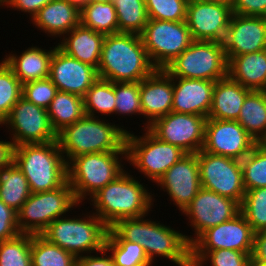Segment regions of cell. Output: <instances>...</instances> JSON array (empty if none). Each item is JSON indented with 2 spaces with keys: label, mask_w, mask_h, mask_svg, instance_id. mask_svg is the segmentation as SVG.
I'll return each mask as SVG.
<instances>
[{
  "label": "cell",
  "mask_w": 266,
  "mask_h": 266,
  "mask_svg": "<svg viewBox=\"0 0 266 266\" xmlns=\"http://www.w3.org/2000/svg\"><path fill=\"white\" fill-rule=\"evenodd\" d=\"M131 218L117 221L108 229L106 240H127L139 243L149 261L154 257H165L178 266H190L191 245L187 235L170 226L149 219Z\"/></svg>",
  "instance_id": "cell-1"
},
{
  "label": "cell",
  "mask_w": 266,
  "mask_h": 266,
  "mask_svg": "<svg viewBox=\"0 0 266 266\" xmlns=\"http://www.w3.org/2000/svg\"><path fill=\"white\" fill-rule=\"evenodd\" d=\"M157 68L152 64L140 35H105L98 77L111 82H140Z\"/></svg>",
  "instance_id": "cell-2"
},
{
  "label": "cell",
  "mask_w": 266,
  "mask_h": 266,
  "mask_svg": "<svg viewBox=\"0 0 266 266\" xmlns=\"http://www.w3.org/2000/svg\"><path fill=\"white\" fill-rule=\"evenodd\" d=\"M144 186L124 170L90 198L94 214L108 228L122 219L147 216L154 200Z\"/></svg>",
  "instance_id": "cell-3"
},
{
  "label": "cell",
  "mask_w": 266,
  "mask_h": 266,
  "mask_svg": "<svg viewBox=\"0 0 266 266\" xmlns=\"http://www.w3.org/2000/svg\"><path fill=\"white\" fill-rule=\"evenodd\" d=\"M84 115L57 134V141L66 163L90 153L127 152V130L105 120Z\"/></svg>",
  "instance_id": "cell-4"
},
{
  "label": "cell",
  "mask_w": 266,
  "mask_h": 266,
  "mask_svg": "<svg viewBox=\"0 0 266 266\" xmlns=\"http://www.w3.org/2000/svg\"><path fill=\"white\" fill-rule=\"evenodd\" d=\"M13 163L28 180L31 193L54 190L67 181V163L57 140L15 146Z\"/></svg>",
  "instance_id": "cell-5"
},
{
  "label": "cell",
  "mask_w": 266,
  "mask_h": 266,
  "mask_svg": "<svg viewBox=\"0 0 266 266\" xmlns=\"http://www.w3.org/2000/svg\"><path fill=\"white\" fill-rule=\"evenodd\" d=\"M121 155L127 159V152H101L82 154L67 163V182L79 204L86 196L90 195L91 198L124 171L119 160Z\"/></svg>",
  "instance_id": "cell-6"
},
{
  "label": "cell",
  "mask_w": 266,
  "mask_h": 266,
  "mask_svg": "<svg viewBox=\"0 0 266 266\" xmlns=\"http://www.w3.org/2000/svg\"><path fill=\"white\" fill-rule=\"evenodd\" d=\"M92 214L83 219L59 217L41 235L76 258L83 256V252H100L105 247L109 228L94 212Z\"/></svg>",
  "instance_id": "cell-7"
},
{
  "label": "cell",
  "mask_w": 266,
  "mask_h": 266,
  "mask_svg": "<svg viewBox=\"0 0 266 266\" xmlns=\"http://www.w3.org/2000/svg\"><path fill=\"white\" fill-rule=\"evenodd\" d=\"M76 204L79 203L67 181L57 189L31 193L17 212L19 231L41 235L54 220L64 216Z\"/></svg>",
  "instance_id": "cell-8"
},
{
  "label": "cell",
  "mask_w": 266,
  "mask_h": 266,
  "mask_svg": "<svg viewBox=\"0 0 266 266\" xmlns=\"http://www.w3.org/2000/svg\"><path fill=\"white\" fill-rule=\"evenodd\" d=\"M227 66L223 43L193 40L164 70L171 77L218 81L227 76Z\"/></svg>",
  "instance_id": "cell-9"
},
{
  "label": "cell",
  "mask_w": 266,
  "mask_h": 266,
  "mask_svg": "<svg viewBox=\"0 0 266 266\" xmlns=\"http://www.w3.org/2000/svg\"><path fill=\"white\" fill-rule=\"evenodd\" d=\"M142 136L127 132V161L155 183L187 153L180 147L159 140L148 129Z\"/></svg>",
  "instance_id": "cell-10"
},
{
  "label": "cell",
  "mask_w": 266,
  "mask_h": 266,
  "mask_svg": "<svg viewBox=\"0 0 266 266\" xmlns=\"http://www.w3.org/2000/svg\"><path fill=\"white\" fill-rule=\"evenodd\" d=\"M140 37L152 64L157 69H165L193 41L185 21L149 19Z\"/></svg>",
  "instance_id": "cell-11"
},
{
  "label": "cell",
  "mask_w": 266,
  "mask_h": 266,
  "mask_svg": "<svg viewBox=\"0 0 266 266\" xmlns=\"http://www.w3.org/2000/svg\"><path fill=\"white\" fill-rule=\"evenodd\" d=\"M201 187L237 201L245 195L241 161L203 150L197 153Z\"/></svg>",
  "instance_id": "cell-12"
},
{
  "label": "cell",
  "mask_w": 266,
  "mask_h": 266,
  "mask_svg": "<svg viewBox=\"0 0 266 266\" xmlns=\"http://www.w3.org/2000/svg\"><path fill=\"white\" fill-rule=\"evenodd\" d=\"M1 125L12 130L13 137L10 140L14 146L57 140L47 110L27 101L24 97L13 105L10 114Z\"/></svg>",
  "instance_id": "cell-13"
},
{
  "label": "cell",
  "mask_w": 266,
  "mask_h": 266,
  "mask_svg": "<svg viewBox=\"0 0 266 266\" xmlns=\"http://www.w3.org/2000/svg\"><path fill=\"white\" fill-rule=\"evenodd\" d=\"M207 117L176 113L156 119L148 130L159 140L176 145L186 153H198L204 143Z\"/></svg>",
  "instance_id": "cell-14"
},
{
  "label": "cell",
  "mask_w": 266,
  "mask_h": 266,
  "mask_svg": "<svg viewBox=\"0 0 266 266\" xmlns=\"http://www.w3.org/2000/svg\"><path fill=\"white\" fill-rule=\"evenodd\" d=\"M240 213V204L216 192L200 188L191 203L183 210L194 228L195 237H187L191 245L208 228L231 220Z\"/></svg>",
  "instance_id": "cell-15"
},
{
  "label": "cell",
  "mask_w": 266,
  "mask_h": 266,
  "mask_svg": "<svg viewBox=\"0 0 266 266\" xmlns=\"http://www.w3.org/2000/svg\"><path fill=\"white\" fill-rule=\"evenodd\" d=\"M232 15V6L226 3L189 0L185 22L193 40L223 43Z\"/></svg>",
  "instance_id": "cell-16"
},
{
  "label": "cell",
  "mask_w": 266,
  "mask_h": 266,
  "mask_svg": "<svg viewBox=\"0 0 266 266\" xmlns=\"http://www.w3.org/2000/svg\"><path fill=\"white\" fill-rule=\"evenodd\" d=\"M256 144L238 121L207 118L203 151L241 161Z\"/></svg>",
  "instance_id": "cell-17"
},
{
  "label": "cell",
  "mask_w": 266,
  "mask_h": 266,
  "mask_svg": "<svg viewBox=\"0 0 266 266\" xmlns=\"http://www.w3.org/2000/svg\"><path fill=\"white\" fill-rule=\"evenodd\" d=\"M254 234L252 227L240 212L231 220L204 231L191 244V251L230 249L252 253Z\"/></svg>",
  "instance_id": "cell-18"
},
{
  "label": "cell",
  "mask_w": 266,
  "mask_h": 266,
  "mask_svg": "<svg viewBox=\"0 0 266 266\" xmlns=\"http://www.w3.org/2000/svg\"><path fill=\"white\" fill-rule=\"evenodd\" d=\"M156 183L183 212L201 188L197 153L184 155Z\"/></svg>",
  "instance_id": "cell-19"
},
{
  "label": "cell",
  "mask_w": 266,
  "mask_h": 266,
  "mask_svg": "<svg viewBox=\"0 0 266 266\" xmlns=\"http://www.w3.org/2000/svg\"><path fill=\"white\" fill-rule=\"evenodd\" d=\"M52 54L49 78L58 91L84 97L98 80L97 69L67 55L58 45Z\"/></svg>",
  "instance_id": "cell-20"
},
{
  "label": "cell",
  "mask_w": 266,
  "mask_h": 266,
  "mask_svg": "<svg viewBox=\"0 0 266 266\" xmlns=\"http://www.w3.org/2000/svg\"><path fill=\"white\" fill-rule=\"evenodd\" d=\"M227 62L266 49V17L233 14L223 41Z\"/></svg>",
  "instance_id": "cell-21"
},
{
  "label": "cell",
  "mask_w": 266,
  "mask_h": 266,
  "mask_svg": "<svg viewBox=\"0 0 266 266\" xmlns=\"http://www.w3.org/2000/svg\"><path fill=\"white\" fill-rule=\"evenodd\" d=\"M142 115L146 117L148 129L156 119L172 111L173 79L164 69H156L140 81Z\"/></svg>",
  "instance_id": "cell-22"
},
{
  "label": "cell",
  "mask_w": 266,
  "mask_h": 266,
  "mask_svg": "<svg viewBox=\"0 0 266 266\" xmlns=\"http://www.w3.org/2000/svg\"><path fill=\"white\" fill-rule=\"evenodd\" d=\"M172 79V111L208 118L216 81L180 77H172Z\"/></svg>",
  "instance_id": "cell-23"
},
{
  "label": "cell",
  "mask_w": 266,
  "mask_h": 266,
  "mask_svg": "<svg viewBox=\"0 0 266 266\" xmlns=\"http://www.w3.org/2000/svg\"><path fill=\"white\" fill-rule=\"evenodd\" d=\"M46 34L61 37L80 25V10L69 0H52L31 19Z\"/></svg>",
  "instance_id": "cell-24"
},
{
  "label": "cell",
  "mask_w": 266,
  "mask_h": 266,
  "mask_svg": "<svg viewBox=\"0 0 266 266\" xmlns=\"http://www.w3.org/2000/svg\"><path fill=\"white\" fill-rule=\"evenodd\" d=\"M104 38V34L95 32L80 24L65 34L62 42L58 43V47L67 55L97 69L100 63Z\"/></svg>",
  "instance_id": "cell-25"
},
{
  "label": "cell",
  "mask_w": 266,
  "mask_h": 266,
  "mask_svg": "<svg viewBox=\"0 0 266 266\" xmlns=\"http://www.w3.org/2000/svg\"><path fill=\"white\" fill-rule=\"evenodd\" d=\"M250 91L228 75L216 81L208 118L237 120L243 102Z\"/></svg>",
  "instance_id": "cell-26"
},
{
  "label": "cell",
  "mask_w": 266,
  "mask_h": 266,
  "mask_svg": "<svg viewBox=\"0 0 266 266\" xmlns=\"http://www.w3.org/2000/svg\"><path fill=\"white\" fill-rule=\"evenodd\" d=\"M227 75L249 90L266 91V49L232 57Z\"/></svg>",
  "instance_id": "cell-27"
},
{
  "label": "cell",
  "mask_w": 266,
  "mask_h": 266,
  "mask_svg": "<svg viewBox=\"0 0 266 266\" xmlns=\"http://www.w3.org/2000/svg\"><path fill=\"white\" fill-rule=\"evenodd\" d=\"M55 48L45 50L41 49V47L32 46L26 49L20 56L9 54L4 61L23 85L30 81L49 77L50 62Z\"/></svg>",
  "instance_id": "cell-28"
},
{
  "label": "cell",
  "mask_w": 266,
  "mask_h": 266,
  "mask_svg": "<svg viewBox=\"0 0 266 266\" xmlns=\"http://www.w3.org/2000/svg\"><path fill=\"white\" fill-rule=\"evenodd\" d=\"M257 143L266 141V91L251 90L236 120Z\"/></svg>",
  "instance_id": "cell-29"
},
{
  "label": "cell",
  "mask_w": 266,
  "mask_h": 266,
  "mask_svg": "<svg viewBox=\"0 0 266 266\" xmlns=\"http://www.w3.org/2000/svg\"><path fill=\"white\" fill-rule=\"evenodd\" d=\"M53 130L58 134L66 126L80 120L85 115L83 97L58 91L47 109Z\"/></svg>",
  "instance_id": "cell-30"
},
{
  "label": "cell",
  "mask_w": 266,
  "mask_h": 266,
  "mask_svg": "<svg viewBox=\"0 0 266 266\" xmlns=\"http://www.w3.org/2000/svg\"><path fill=\"white\" fill-rule=\"evenodd\" d=\"M30 195L28 180L14 163L0 171V199L6 205L18 212Z\"/></svg>",
  "instance_id": "cell-31"
},
{
  "label": "cell",
  "mask_w": 266,
  "mask_h": 266,
  "mask_svg": "<svg viewBox=\"0 0 266 266\" xmlns=\"http://www.w3.org/2000/svg\"><path fill=\"white\" fill-rule=\"evenodd\" d=\"M80 24L104 35L119 33L116 10L112 2L87 3L80 10Z\"/></svg>",
  "instance_id": "cell-32"
},
{
  "label": "cell",
  "mask_w": 266,
  "mask_h": 266,
  "mask_svg": "<svg viewBox=\"0 0 266 266\" xmlns=\"http://www.w3.org/2000/svg\"><path fill=\"white\" fill-rule=\"evenodd\" d=\"M32 266H76V257L42 235L31 234Z\"/></svg>",
  "instance_id": "cell-33"
},
{
  "label": "cell",
  "mask_w": 266,
  "mask_h": 266,
  "mask_svg": "<svg viewBox=\"0 0 266 266\" xmlns=\"http://www.w3.org/2000/svg\"><path fill=\"white\" fill-rule=\"evenodd\" d=\"M120 33L140 35L148 23L145 0H112Z\"/></svg>",
  "instance_id": "cell-34"
},
{
  "label": "cell",
  "mask_w": 266,
  "mask_h": 266,
  "mask_svg": "<svg viewBox=\"0 0 266 266\" xmlns=\"http://www.w3.org/2000/svg\"><path fill=\"white\" fill-rule=\"evenodd\" d=\"M83 99L85 115L97 117L95 113L103 115L115 113L114 82L98 78L87 90Z\"/></svg>",
  "instance_id": "cell-35"
},
{
  "label": "cell",
  "mask_w": 266,
  "mask_h": 266,
  "mask_svg": "<svg viewBox=\"0 0 266 266\" xmlns=\"http://www.w3.org/2000/svg\"><path fill=\"white\" fill-rule=\"evenodd\" d=\"M245 190L266 187V143H257L241 160Z\"/></svg>",
  "instance_id": "cell-36"
},
{
  "label": "cell",
  "mask_w": 266,
  "mask_h": 266,
  "mask_svg": "<svg viewBox=\"0 0 266 266\" xmlns=\"http://www.w3.org/2000/svg\"><path fill=\"white\" fill-rule=\"evenodd\" d=\"M105 248L113 258L114 266H152L143 247L127 240H105Z\"/></svg>",
  "instance_id": "cell-37"
},
{
  "label": "cell",
  "mask_w": 266,
  "mask_h": 266,
  "mask_svg": "<svg viewBox=\"0 0 266 266\" xmlns=\"http://www.w3.org/2000/svg\"><path fill=\"white\" fill-rule=\"evenodd\" d=\"M0 266H32L31 234L20 233L0 242Z\"/></svg>",
  "instance_id": "cell-38"
},
{
  "label": "cell",
  "mask_w": 266,
  "mask_h": 266,
  "mask_svg": "<svg viewBox=\"0 0 266 266\" xmlns=\"http://www.w3.org/2000/svg\"><path fill=\"white\" fill-rule=\"evenodd\" d=\"M240 212L255 233L266 229V187L247 190Z\"/></svg>",
  "instance_id": "cell-39"
},
{
  "label": "cell",
  "mask_w": 266,
  "mask_h": 266,
  "mask_svg": "<svg viewBox=\"0 0 266 266\" xmlns=\"http://www.w3.org/2000/svg\"><path fill=\"white\" fill-rule=\"evenodd\" d=\"M250 260L251 253L237 250L191 251L190 266H204L209 261L211 266H250Z\"/></svg>",
  "instance_id": "cell-40"
},
{
  "label": "cell",
  "mask_w": 266,
  "mask_h": 266,
  "mask_svg": "<svg viewBox=\"0 0 266 266\" xmlns=\"http://www.w3.org/2000/svg\"><path fill=\"white\" fill-rule=\"evenodd\" d=\"M21 97L22 84L3 59L0 63V125Z\"/></svg>",
  "instance_id": "cell-41"
},
{
  "label": "cell",
  "mask_w": 266,
  "mask_h": 266,
  "mask_svg": "<svg viewBox=\"0 0 266 266\" xmlns=\"http://www.w3.org/2000/svg\"><path fill=\"white\" fill-rule=\"evenodd\" d=\"M115 114L142 115L140 82H114Z\"/></svg>",
  "instance_id": "cell-42"
},
{
  "label": "cell",
  "mask_w": 266,
  "mask_h": 266,
  "mask_svg": "<svg viewBox=\"0 0 266 266\" xmlns=\"http://www.w3.org/2000/svg\"><path fill=\"white\" fill-rule=\"evenodd\" d=\"M189 0H145L149 19L180 22L186 20Z\"/></svg>",
  "instance_id": "cell-43"
},
{
  "label": "cell",
  "mask_w": 266,
  "mask_h": 266,
  "mask_svg": "<svg viewBox=\"0 0 266 266\" xmlns=\"http://www.w3.org/2000/svg\"><path fill=\"white\" fill-rule=\"evenodd\" d=\"M57 92V87L52 83L49 77L30 81L22 85V97L46 110Z\"/></svg>",
  "instance_id": "cell-44"
},
{
  "label": "cell",
  "mask_w": 266,
  "mask_h": 266,
  "mask_svg": "<svg viewBox=\"0 0 266 266\" xmlns=\"http://www.w3.org/2000/svg\"><path fill=\"white\" fill-rule=\"evenodd\" d=\"M19 234L17 212L0 199V242L15 238Z\"/></svg>",
  "instance_id": "cell-45"
},
{
  "label": "cell",
  "mask_w": 266,
  "mask_h": 266,
  "mask_svg": "<svg viewBox=\"0 0 266 266\" xmlns=\"http://www.w3.org/2000/svg\"><path fill=\"white\" fill-rule=\"evenodd\" d=\"M233 14L266 17V0H235Z\"/></svg>",
  "instance_id": "cell-46"
},
{
  "label": "cell",
  "mask_w": 266,
  "mask_h": 266,
  "mask_svg": "<svg viewBox=\"0 0 266 266\" xmlns=\"http://www.w3.org/2000/svg\"><path fill=\"white\" fill-rule=\"evenodd\" d=\"M52 0H8L5 4L7 8H14L17 11L21 10L22 12L30 13L29 15L33 18L41 8H43L47 3Z\"/></svg>",
  "instance_id": "cell-47"
},
{
  "label": "cell",
  "mask_w": 266,
  "mask_h": 266,
  "mask_svg": "<svg viewBox=\"0 0 266 266\" xmlns=\"http://www.w3.org/2000/svg\"><path fill=\"white\" fill-rule=\"evenodd\" d=\"M107 250L104 247L99 253L103 256L83 255L76 258V266H114L113 258L107 255ZM105 256V257H104Z\"/></svg>",
  "instance_id": "cell-48"
},
{
  "label": "cell",
  "mask_w": 266,
  "mask_h": 266,
  "mask_svg": "<svg viewBox=\"0 0 266 266\" xmlns=\"http://www.w3.org/2000/svg\"><path fill=\"white\" fill-rule=\"evenodd\" d=\"M250 261L266 262V229L254 234L253 249Z\"/></svg>",
  "instance_id": "cell-49"
},
{
  "label": "cell",
  "mask_w": 266,
  "mask_h": 266,
  "mask_svg": "<svg viewBox=\"0 0 266 266\" xmlns=\"http://www.w3.org/2000/svg\"><path fill=\"white\" fill-rule=\"evenodd\" d=\"M14 147L12 141H0V171L13 163Z\"/></svg>",
  "instance_id": "cell-50"
},
{
  "label": "cell",
  "mask_w": 266,
  "mask_h": 266,
  "mask_svg": "<svg viewBox=\"0 0 266 266\" xmlns=\"http://www.w3.org/2000/svg\"><path fill=\"white\" fill-rule=\"evenodd\" d=\"M69 2L81 10L87 3H90V0H69Z\"/></svg>",
  "instance_id": "cell-51"
},
{
  "label": "cell",
  "mask_w": 266,
  "mask_h": 266,
  "mask_svg": "<svg viewBox=\"0 0 266 266\" xmlns=\"http://www.w3.org/2000/svg\"><path fill=\"white\" fill-rule=\"evenodd\" d=\"M250 266H266V262H263V261H250Z\"/></svg>",
  "instance_id": "cell-52"
},
{
  "label": "cell",
  "mask_w": 266,
  "mask_h": 266,
  "mask_svg": "<svg viewBox=\"0 0 266 266\" xmlns=\"http://www.w3.org/2000/svg\"><path fill=\"white\" fill-rule=\"evenodd\" d=\"M206 1L222 2V3H226L230 6H232L233 3L235 2V0H206Z\"/></svg>",
  "instance_id": "cell-53"
},
{
  "label": "cell",
  "mask_w": 266,
  "mask_h": 266,
  "mask_svg": "<svg viewBox=\"0 0 266 266\" xmlns=\"http://www.w3.org/2000/svg\"><path fill=\"white\" fill-rule=\"evenodd\" d=\"M90 2H93V3H109V2H112V0H90Z\"/></svg>",
  "instance_id": "cell-54"
},
{
  "label": "cell",
  "mask_w": 266,
  "mask_h": 266,
  "mask_svg": "<svg viewBox=\"0 0 266 266\" xmlns=\"http://www.w3.org/2000/svg\"><path fill=\"white\" fill-rule=\"evenodd\" d=\"M8 2V0H0V6L5 5Z\"/></svg>",
  "instance_id": "cell-55"
}]
</instances>
